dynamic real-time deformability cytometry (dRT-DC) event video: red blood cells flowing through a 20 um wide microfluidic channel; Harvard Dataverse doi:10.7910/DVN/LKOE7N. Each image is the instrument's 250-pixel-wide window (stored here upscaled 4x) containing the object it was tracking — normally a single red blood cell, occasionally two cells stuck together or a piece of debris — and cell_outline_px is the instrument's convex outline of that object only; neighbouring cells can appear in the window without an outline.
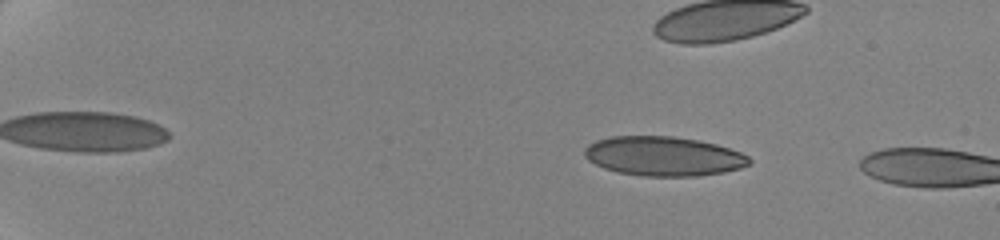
{"species": "human", "species_latin": "Homo sapiens", "temperature_condition": "cold", "stored_images_in_passage": 20, "camera_frame_rate_fps": 3000, "um_per_image_px": 0.085, "donor": {"sex": "female"}, "frame": {"image": 1, "passage_image": 6, "time_ms": 1.667, "image_size_px": [1000, 240], "cell_outline_px": [[752, 164], [740, 168], [724, 172], [696, 176], [644, 176], [620, 172], [604, 168], [588, 160], [584, 156], [584, 148], [588, 144], [596, 140], [612, 136], [672, 136], [696, 140], [716, 144], [740, 152], [748, 156], [752, 160]], "centroid_in_image_um": [56.4, 13.27], "position_along_channel_um": 28.6, "area_um2": 37.8}}
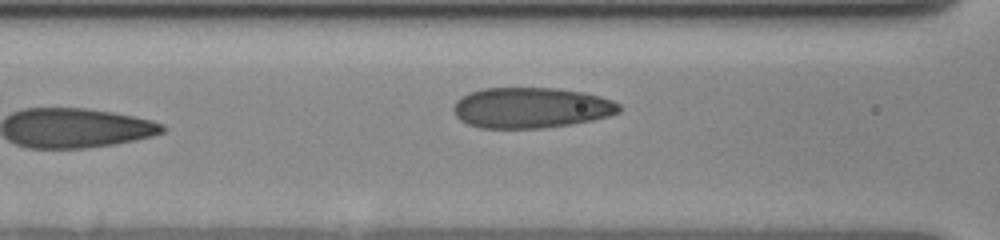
{"frame": {"image": 2, "passage_image": 20, "time_ms": 8.667, "image_size_px": [1000, 240], "cell_outline_px": [[620, 112], [608, 116], [592, 120], [568, 124], [540, 128], [480, 128], [468, 124], [460, 120], [456, 116], [452, 108], [456, 100], [472, 92], [484, 88], [556, 88], [584, 92], [600, 96], [612, 100], [620, 104]], "centroid_in_image_um": [45.14, 9.16], "position_along_channel_um": 121.5, "area_um2": 39.13}}